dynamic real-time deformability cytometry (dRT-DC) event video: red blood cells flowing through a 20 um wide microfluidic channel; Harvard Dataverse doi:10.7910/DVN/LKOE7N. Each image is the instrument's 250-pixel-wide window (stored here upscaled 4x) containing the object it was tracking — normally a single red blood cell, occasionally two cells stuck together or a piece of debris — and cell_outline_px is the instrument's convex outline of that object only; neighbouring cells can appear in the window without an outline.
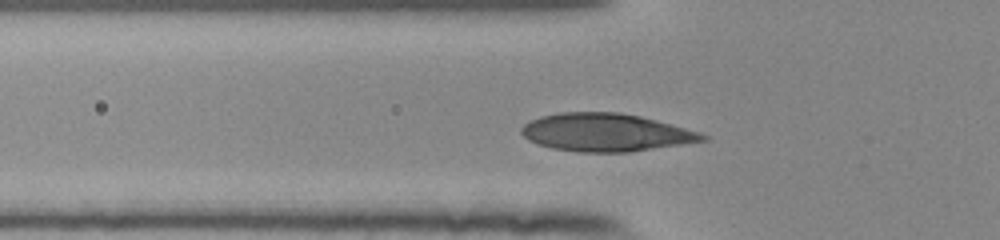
{"species": "human", "species_latin": "Homo sapiens", "temperature_condition": "room temperature", "stored_images_in_passage": 31, "camera_frame_rate_fps": 3000, "um_per_image_px": 0.085, "donor": {"sex": "female"}, "frame": {"image": 1, "passage_image": 4, "time_ms": 1.0, "image_size_px": [1000, 240], "cell_outline_px": [[708, 140], [628, 152], [580, 152], [552, 148], [536, 144], [528, 140], [520, 132], [520, 128], [524, 124], [540, 116], [560, 112], [620, 112], [640, 116], [656, 120], [700, 132], [708, 136]], "centroid_in_image_um": [51.46, 11.25], "position_along_channel_um": 74.3, "area_um2": 39.94}}
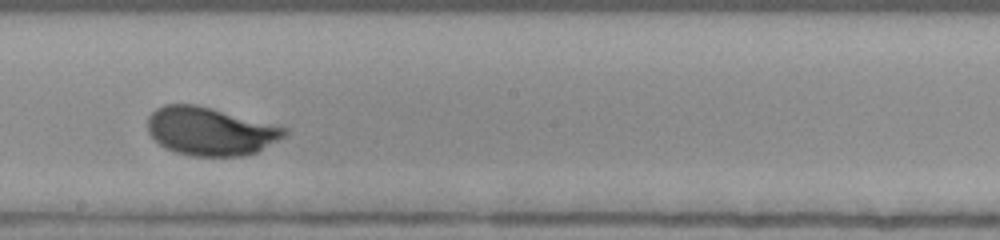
{"frame": {"image": 2, "passage_image": 16, "time_ms": 5.0, "image_size_px": [1000, 240], "cell_outline_px": [[288, 132], [284, 136], [256, 152], [244, 156], [192, 156], [176, 152], [164, 148], [148, 132], [148, 116], [156, 108], [164, 104], [196, 104], [288, 128]], "centroid_in_image_um": [17.84, 11.15], "position_along_channel_um": 230.4, "area_um2": 38.21}}
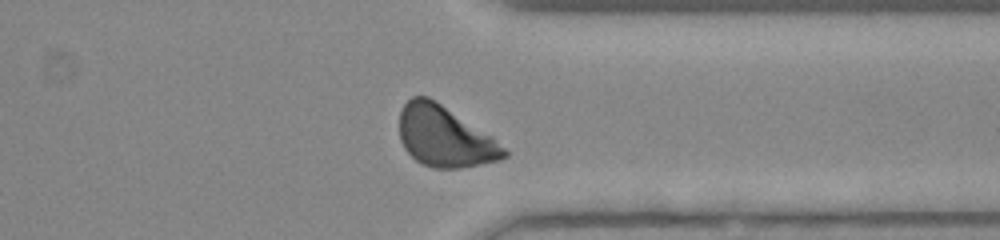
{"frame": {"image": 3, "passage_image": 27, "time_ms": 8.667, "image_size_px": [1000, 240], "cell_outline_px": [[508, 156], [500, 160], [460, 168], [432, 168], [420, 164], [404, 148], [400, 140], [400, 108], [412, 96], [428, 96], [492, 136], [508, 152]], "centroid_in_image_um": [37.78, 11.62], "position_along_channel_um": 373.6, "area_um2": 36.88}, "authors_computed_cell_mechanics": {"area_um2": 37.57, "velocity_mm_per_s": 3.9182, "shape_relaxation_time_tau1_ms": 2.6375, "shape_relaxation_time_tau2_ms": null, "deformation_change_tau1": 0.1596, "deformation_change_tau2": null}}